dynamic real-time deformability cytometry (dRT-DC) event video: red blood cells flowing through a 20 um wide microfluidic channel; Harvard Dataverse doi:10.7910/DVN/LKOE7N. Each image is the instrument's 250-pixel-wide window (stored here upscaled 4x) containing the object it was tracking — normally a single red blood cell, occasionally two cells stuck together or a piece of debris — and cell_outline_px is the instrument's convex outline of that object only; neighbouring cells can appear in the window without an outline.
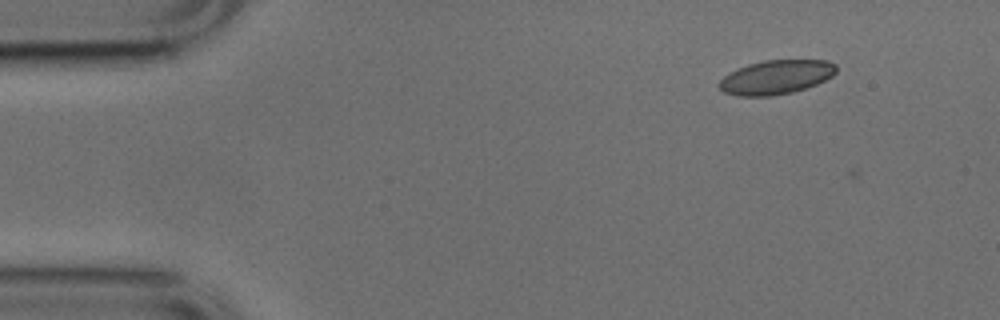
{"species": "common noctule bat (a hibernating species)", "species_latin": "Nyctalus noctula", "temperature_condition": "cold", "stored_images_in_passage": 7, "camera_frame_rate_fps": 3000, "um_per_image_px": 0.085, "animal": {"sex": "male", "body_mass_g": 17.9, "forearm_length_mm": 54.2}, "frame": {"image": 1, "passage_image": 6, "time_ms": 1.667, "image_size_px": [1000, 320], "cell_outline_px": [[836, 72], [832, 76], [816, 84], [792, 92], [772, 96], [736, 96], [724, 92], [720, 88], [720, 80], [724, 76], [748, 64], [764, 60], [828, 60], [836, 64]], "centroid_in_image_um": [65.99, 6.56], "position_along_channel_um": 19.0, "area_um2": 23.06}}